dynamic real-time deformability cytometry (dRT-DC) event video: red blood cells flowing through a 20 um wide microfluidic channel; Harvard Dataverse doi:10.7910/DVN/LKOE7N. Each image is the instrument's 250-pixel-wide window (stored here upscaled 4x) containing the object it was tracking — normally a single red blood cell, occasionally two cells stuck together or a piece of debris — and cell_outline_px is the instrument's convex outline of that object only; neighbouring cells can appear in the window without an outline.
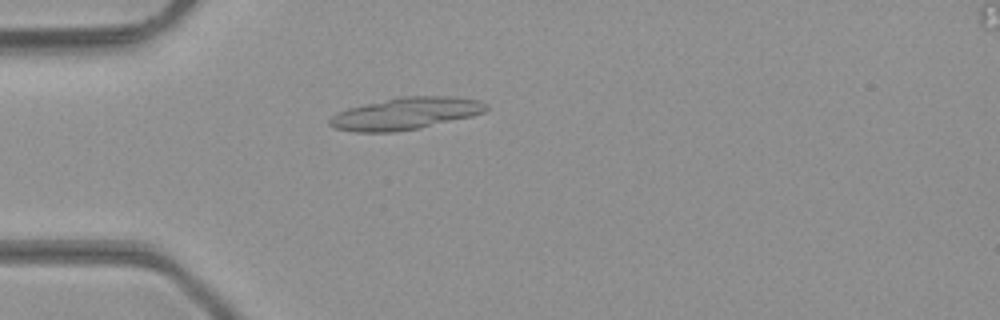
{"species": "common noctule bat (a hibernating species)", "species_latin": "Nyctalus noctula", "temperature_condition": "room temperature", "stored_images_in_passage": 47, "camera_frame_rate_fps": 3000, "um_per_image_px": 0.085, "animal": {"sex": "male", "body_mass_g": 23.1, "forearm_length_mm": 52.7}, "frame": {"image": 1, "passage_image": 14, "time_ms": 4.333, "image_size_px": [1000, 320], "cell_outline_px": [[488, 108], [484, 112], [472, 116], [420, 128], [396, 132], [356, 132], [336, 128], [328, 124], [328, 120], [332, 116], [348, 108], [400, 96], [444, 96], [480, 100], [488, 104]], "centroid_in_image_um": [34.5, 9.65], "position_along_channel_um": 50.5, "area_um2": 29.07}}